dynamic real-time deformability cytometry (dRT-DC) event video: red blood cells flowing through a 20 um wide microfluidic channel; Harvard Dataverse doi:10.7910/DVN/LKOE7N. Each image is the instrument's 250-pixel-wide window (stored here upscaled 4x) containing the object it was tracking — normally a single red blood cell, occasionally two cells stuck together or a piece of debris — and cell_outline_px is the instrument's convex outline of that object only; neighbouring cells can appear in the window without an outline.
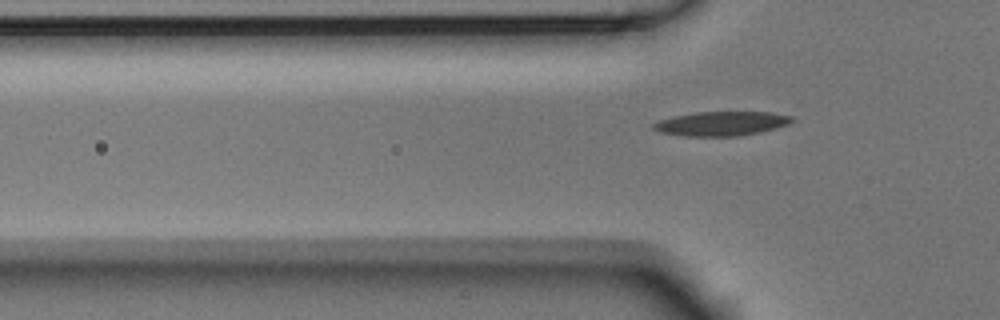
{"species": "Egyptian fruit bat (a non-hibernating species)", "species_latin": "Rousettus aegyptiacus", "temperature_condition": "room temperature", "stored_images_in_passage": 2, "camera_frame_rate_fps": 3000, "um_per_image_px": 0.085, "animal": {"sex": "male"}, "frame": {"image": 1, "passage_image": 2, "time_ms": 0.333, "image_size_px": [1000, 320], "cell_outline_px": [[796, 120], [788, 124], [776, 128], [760, 132], [736, 136], [684, 136], [660, 132], [652, 128], [652, 124], [660, 120], [672, 116], [696, 112], [772, 112], [792, 116]], "centroid_in_image_um": [61.33, 10.5], "position_along_channel_um": 64.5, "area_um2": 19.65}}